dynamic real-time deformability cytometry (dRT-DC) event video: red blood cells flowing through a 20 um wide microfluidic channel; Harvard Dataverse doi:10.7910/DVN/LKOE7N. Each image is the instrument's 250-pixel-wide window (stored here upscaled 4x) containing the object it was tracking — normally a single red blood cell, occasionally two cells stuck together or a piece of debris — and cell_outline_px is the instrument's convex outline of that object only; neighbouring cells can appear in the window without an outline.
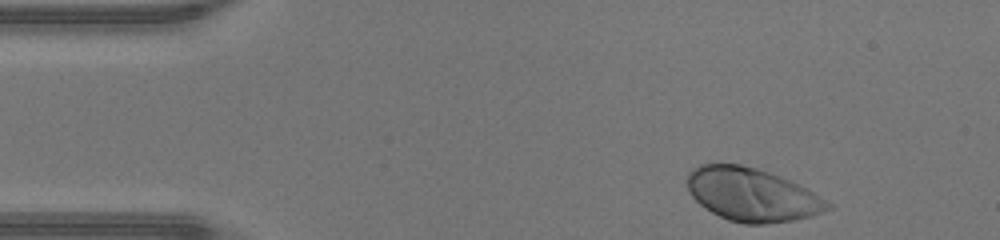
{"species": "human", "species_latin": "Homo sapiens", "temperature_condition": "warm", "stored_images_in_passage": 33, "camera_frame_rate_fps": 3000, "um_per_image_px": 0.085, "donor": {"sex": "male"}, "frame": {"image": 1, "passage_image": 1, "time_ms": 0.0, "image_size_px": [1000, 240], "cell_outline_px": [[832, 208], [812, 216], [792, 220], [764, 224], [744, 224], [728, 220], [712, 212], [700, 204], [692, 196], [688, 188], [688, 172], [692, 168], [700, 164], [740, 164], [756, 168], [780, 176], [812, 192], [832, 204]], "centroid_in_image_um": [63.89, 16.55], "position_along_channel_um": 21.1, "area_um2": 43.12}}
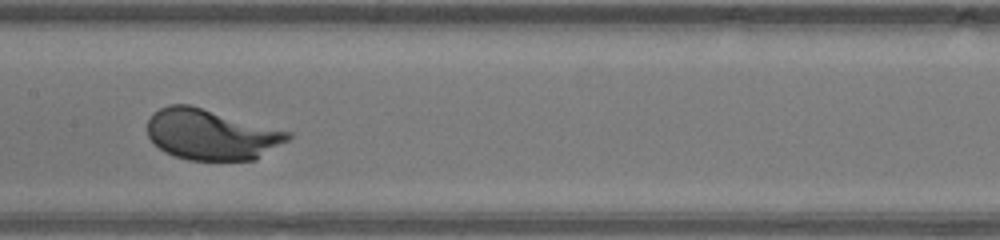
{"frame": {"image": 2, "passage_image": 18, "time_ms": 5.667, "image_size_px": [1000, 240], "cell_outline_px": [[292, 136], [288, 140], [256, 160], [188, 160], [164, 152], [152, 144], [148, 136], [148, 120], [152, 112], [168, 104], [188, 104], [292, 132]], "centroid_in_image_um": [17.93, 11.43], "position_along_channel_um": 189.5, "area_um2": 41.67}}
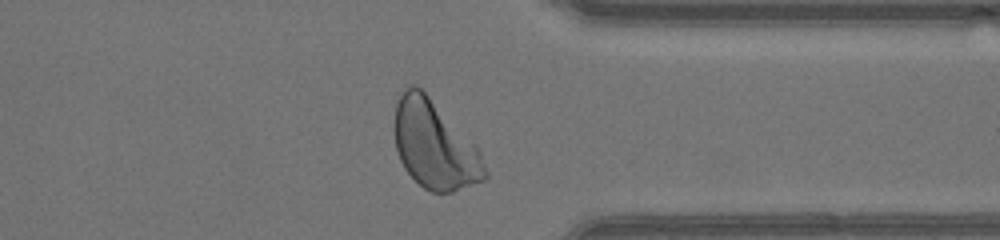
{"frame": {"image": 3, "passage_image": 31, "time_ms": 10.0, "image_size_px": [1000, 240], "cell_outline_px": [[488, 176], [484, 180], [452, 192], [432, 192], [424, 188], [404, 168], [400, 160], [396, 148], [396, 104], [400, 96], [412, 84], [416, 84], [428, 96], [480, 152], [488, 172]], "centroid_in_image_um": [36.95, 12.38], "position_along_channel_um": 374.5, "area_um2": 44.91}, "authors_computed_cell_mechanics": {"area_um2": 41.7316, "velocity_mm_per_s": 4.4074, "shape_relaxation_time_tau1_ms": 1.5447, "shape_relaxation_time_tau2_ms": null, "deformation_change_tau1": 0.1566, "deformation_change_tau2": null}}